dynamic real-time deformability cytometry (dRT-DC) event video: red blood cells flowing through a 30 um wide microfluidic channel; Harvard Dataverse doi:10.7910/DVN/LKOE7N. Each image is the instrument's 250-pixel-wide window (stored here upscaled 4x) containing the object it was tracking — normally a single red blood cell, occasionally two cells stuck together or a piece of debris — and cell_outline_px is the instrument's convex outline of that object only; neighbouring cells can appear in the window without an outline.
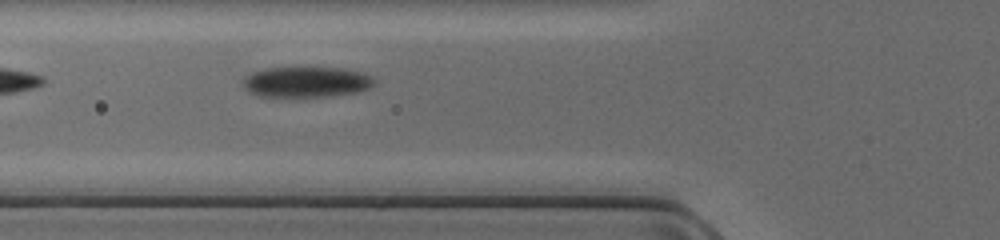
{"species": "common noctule bat (a hibernating species)", "species_latin": "Nyctalus noctula", "temperature_condition": "cold", "stored_images_in_passage": 30, "camera_frame_rate_fps": 3000, "um_per_image_px": 0.085, "animal": {"sex": "female", "body_mass_g": 17.0, "forearm_length_mm": 48.0}, "frame": {"image": 1, "passage_image": 3, "time_ms": 0.667, "image_size_px": [1000, 240], "cell_outline_px": [[376, 84], [372, 88], [360, 92], [332, 96], [260, 96], [248, 92], [244, 88], [244, 80], [252, 72], [264, 68], [348, 68], [364, 72], [376, 76]], "centroid_in_image_um": [26.18, 6.96], "position_along_channel_um": 99.6, "area_um2": 23.76}}
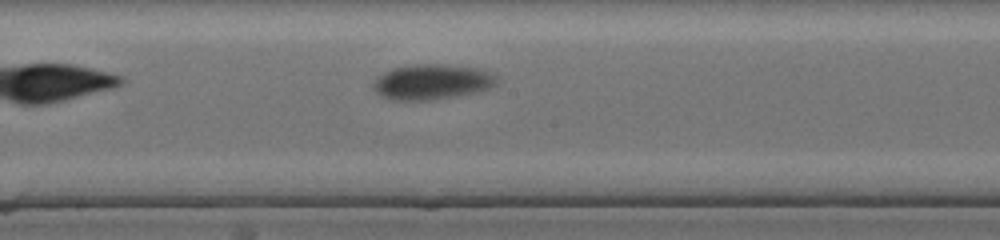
{"frame": {"image": 2, "passage_image": 11, "time_ms": 3.333, "image_size_px": [1000, 240], "cell_outline_px": [[496, 76], [492, 84], [488, 88], [476, 92], [432, 100], [388, 100], [380, 96], [372, 88], [372, 84], [384, 72], [396, 68], [412, 64], [440, 64], [476, 68]], "centroid_in_image_um": [36.62, 6.97], "position_along_channel_um": 211.6, "area_um2": 24.91}}
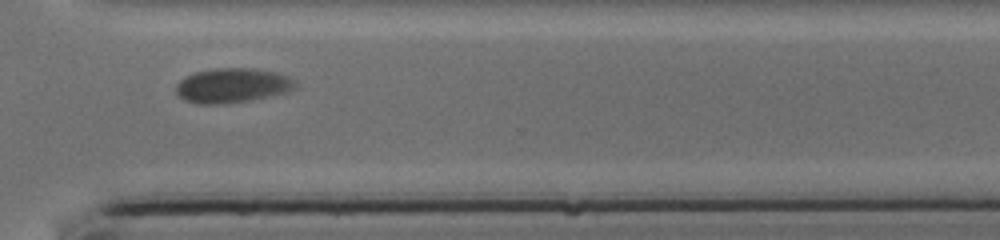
{"frame": {"image": 3, "passage_image": 21, "time_ms": 6.667, "image_size_px": [1000, 240], "cell_outline_px": [[296, 88], [288, 92], [272, 96], [252, 100], [228, 104], [196, 104], [184, 100], [176, 92], [176, 84], [184, 76], [196, 72], [216, 68], [252, 68], [276, 72], [288, 76], [296, 80]], "centroid_in_image_um": [19.77, 7.28], "position_along_channel_um": 350.8, "area_um2": 24.45}}